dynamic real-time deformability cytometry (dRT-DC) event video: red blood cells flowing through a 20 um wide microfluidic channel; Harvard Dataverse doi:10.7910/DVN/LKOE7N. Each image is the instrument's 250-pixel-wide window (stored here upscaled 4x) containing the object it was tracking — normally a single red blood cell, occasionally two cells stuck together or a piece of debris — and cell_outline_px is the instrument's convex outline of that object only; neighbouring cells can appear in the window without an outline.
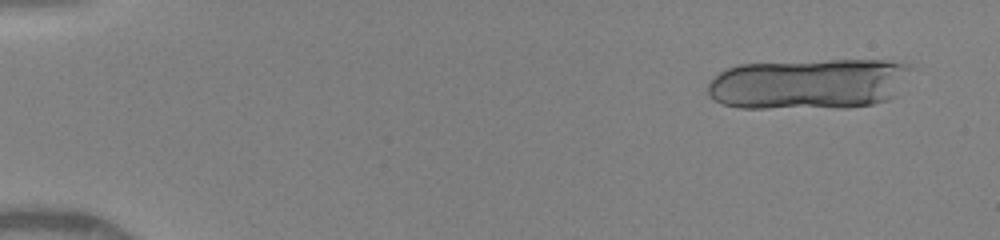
{"species": "human", "species_latin": "Homo sapiens", "temperature_condition": "warm", "stored_images_in_passage": 21, "camera_frame_rate_fps": 3000, "um_per_image_px": 0.085, "donor": {"sex": "female"}, "frame": {"image": 1, "passage_image": 3, "time_ms": 1.0, "image_size_px": [1000, 240], "cell_outline_px": [[912, 68], [896, 96], [888, 100], [872, 104], [848, 108], [740, 108], [720, 104], [708, 96], [708, 84], [712, 76], [728, 68], [740, 64], [828, 60], [904, 60]], "centroid_in_image_um": [68.77, 7.13], "position_along_channel_um": 16.2, "area_um2": 61.15}}